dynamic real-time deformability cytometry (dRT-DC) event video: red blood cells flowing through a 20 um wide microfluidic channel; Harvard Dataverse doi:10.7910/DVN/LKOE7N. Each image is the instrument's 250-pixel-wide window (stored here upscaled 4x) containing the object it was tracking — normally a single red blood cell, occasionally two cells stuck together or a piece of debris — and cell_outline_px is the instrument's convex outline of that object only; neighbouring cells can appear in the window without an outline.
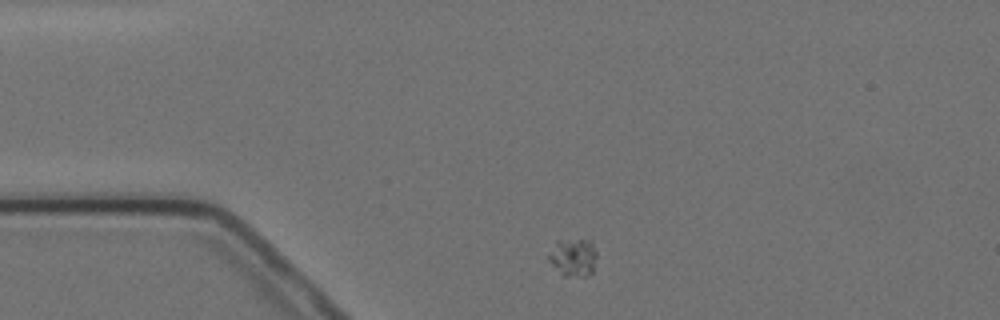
{"species": "Egyptian fruit bat (a non-hibernating species)", "species_latin": "Rousettus aegyptiacus", "temperature_condition": "cold", "stored_images_in_passage": 6, "camera_frame_rate_fps": 3000, "um_per_image_px": 0.085, "animal": {"sex": "female"}, "frame": {"image": 1, "passage_image": 1, "time_ms": 0.0, "image_size_px": [1000, 320], "cell_outline_px": [[596, 256], [592, 272], [588, 276], [564, 276], [548, 260], [548, 252], [556, 240], [592, 240], [596, 252]], "centroid_in_image_um": [48.71, 21.86], "position_along_channel_um": 36.3, "area_um2": 10.64}}